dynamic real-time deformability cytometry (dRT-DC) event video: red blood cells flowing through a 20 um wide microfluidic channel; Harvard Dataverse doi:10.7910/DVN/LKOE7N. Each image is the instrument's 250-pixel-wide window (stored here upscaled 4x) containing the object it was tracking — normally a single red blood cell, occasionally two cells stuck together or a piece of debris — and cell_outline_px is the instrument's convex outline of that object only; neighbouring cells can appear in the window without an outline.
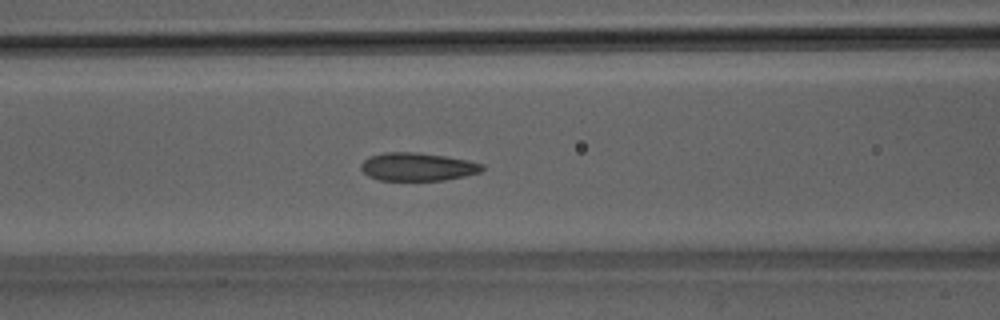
{"species": "Egyptian fruit bat (a non-hibernating species)", "species_latin": "Rousettus aegyptiacus", "temperature_condition": "room temperature", "stored_images_in_passage": 53, "camera_frame_rate_fps": 3000, "um_per_image_px": 0.085, "animal": {"sex": "male"}, "frame": {"image": 1, "passage_image": 24, "time_ms": 7.667, "image_size_px": [1000, 320], "cell_outline_px": [[484, 168], [480, 172], [464, 176], [444, 180], [380, 180], [368, 176], [360, 168], [360, 164], [364, 160], [372, 156], [384, 152], [416, 152], [444, 156], [468, 160], [484, 164]], "centroid_in_image_um": [35.49, 14.17], "position_along_channel_um": 131.1, "area_um2": 19.77}}
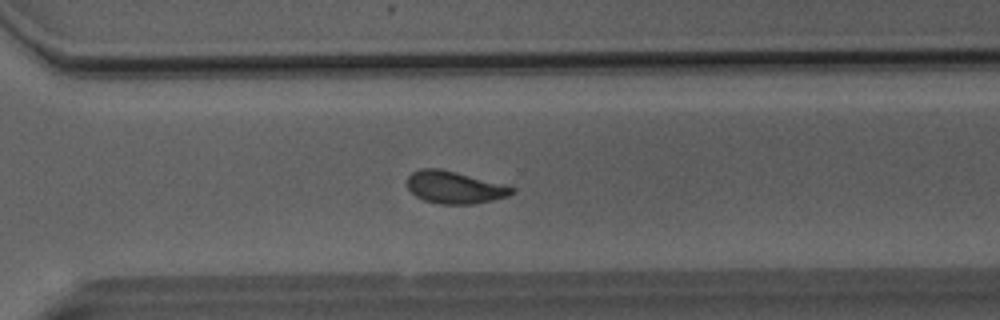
{"frame": {"image": 2, "passage_image": 39, "time_ms": 12.667, "image_size_px": [1000, 320], "cell_outline_px": [[516, 192], [508, 196], [476, 204], [440, 204], [424, 200], [416, 196], [408, 188], [408, 176], [412, 172], [420, 168], [440, 168], [456, 172], [516, 188]], "centroid_in_image_um": [38.63, 15.93], "position_along_channel_um": 332.0, "area_um2": 19.59}}
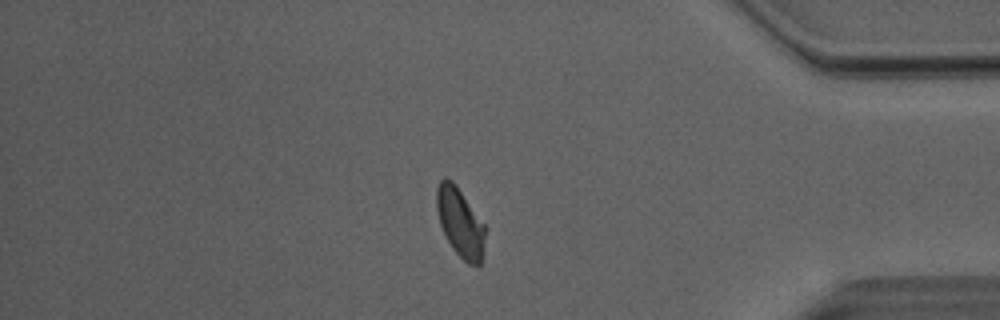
{"frame": {"image": 3, "passage_image": 46, "time_ms": 15.0, "image_size_px": [1000, 320], "cell_outline_px": [[484, 236], [480, 264], [476, 268], [468, 264], [452, 248], [440, 224], [436, 208], [436, 188], [440, 180], [452, 180], [456, 184], [484, 224]], "centroid_in_image_um": [39.09, 18.91], "position_along_channel_um": 396.1, "area_um2": 19.13}}